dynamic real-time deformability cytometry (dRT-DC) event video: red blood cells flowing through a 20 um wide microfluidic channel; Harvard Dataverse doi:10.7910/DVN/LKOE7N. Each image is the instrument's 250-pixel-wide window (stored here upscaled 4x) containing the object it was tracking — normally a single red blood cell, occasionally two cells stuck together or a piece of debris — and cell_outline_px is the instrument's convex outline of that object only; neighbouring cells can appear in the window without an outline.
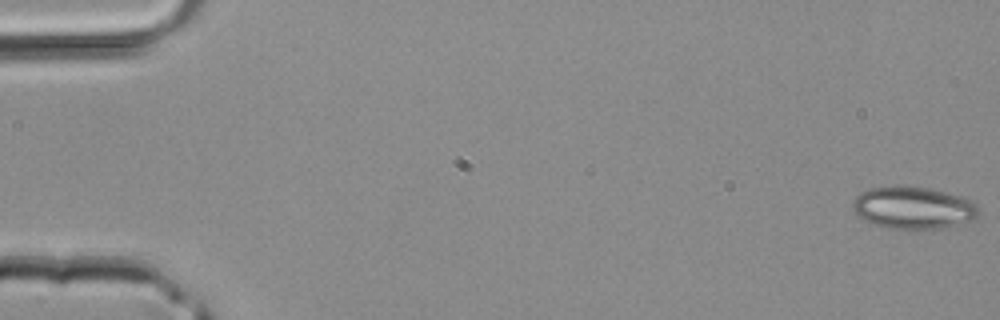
{"species": "common noctule bat (a hibernating species)", "species_latin": "Nyctalus noctula", "temperature_condition": "room temperature", "stored_images_in_passage": 43, "segment_of_instrument_passage": [1, 2], "camera_frame_rate_fps": 3000, "um_per_image_px": 0.085, "animal": {"sex": "male", "body_mass_g": 20.4}, "frame": {"image": 1, "passage_image": 1, "time_ms": 0.0, "image_size_px": [1000, 320], "cell_outline_px": [[980, 212], [972, 220], [940, 228], [912, 232], [888, 228], [872, 224], [856, 216], [852, 208], [852, 204], [856, 196], [860, 192], [868, 188], [892, 184], [928, 188], [960, 196], [976, 204], [980, 208]], "centroid_in_image_um": [77.55, 17.68], "position_along_channel_um": 7.4, "area_um2": 31.91}}
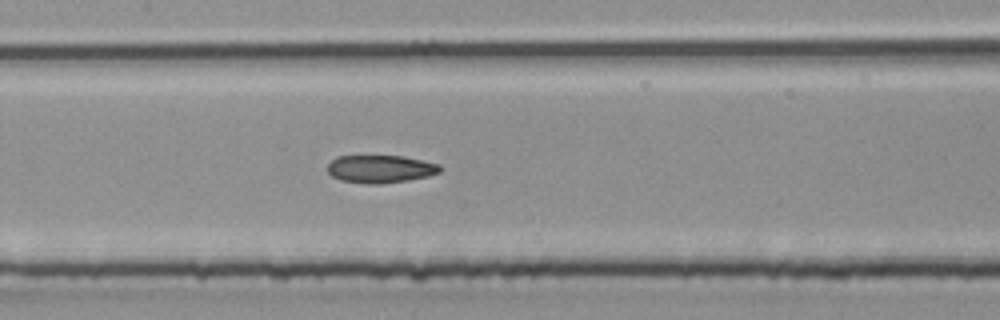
{"frame": {"image": 2, "passage_image": 21, "time_ms": 6.667, "image_size_px": [1000, 320], "cell_outline_px": [[440, 172], [428, 176], [408, 180], [380, 184], [368, 184], [340, 180], [332, 176], [328, 172], [328, 164], [336, 156], [404, 156], [440, 164]], "centroid_in_image_um": [32.33, 14.36], "position_along_channel_um": 175.1, "area_um2": 18.21}}
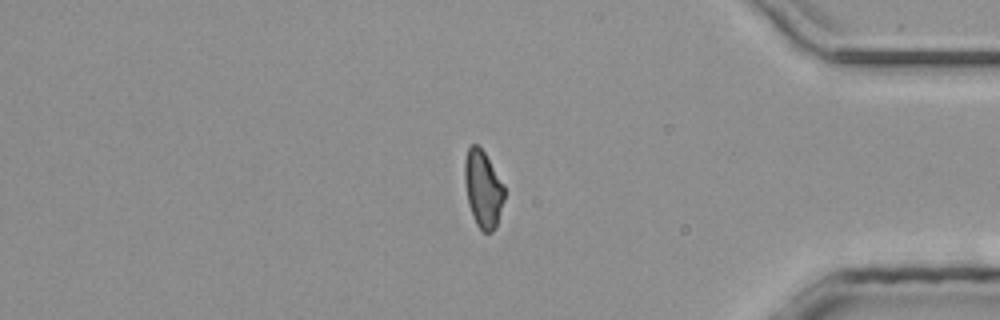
{"frame": {"image": 3, "passage_image": 36, "time_ms": 11.667, "image_size_px": [1000, 320], "cell_outline_px": [[504, 200], [496, 228], [492, 232], [484, 232], [476, 224], [472, 216], [468, 204], [464, 180], [464, 160], [468, 148], [472, 144], [476, 144], [484, 152], [504, 184]], "centroid_in_image_um": [41.05, 16.08], "position_along_channel_um": 394.2, "area_um2": 17.92}}